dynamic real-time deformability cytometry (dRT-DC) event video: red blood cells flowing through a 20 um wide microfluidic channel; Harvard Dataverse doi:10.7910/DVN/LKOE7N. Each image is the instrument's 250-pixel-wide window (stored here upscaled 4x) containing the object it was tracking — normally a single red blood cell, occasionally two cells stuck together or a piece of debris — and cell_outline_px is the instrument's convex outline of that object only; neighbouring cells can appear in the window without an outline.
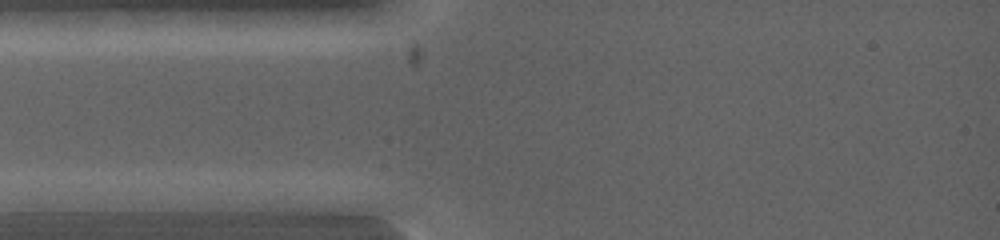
{"species": "common noctule bat (a hibernating species)", "species_latin": "Nyctalus noctula", "temperature_condition": "warm", "stored_images_in_passage": 4, "camera_frame_rate_fps": 5000, "um_per_image_px": 0.085, "animal": {"sex": "female", "body_mass_g": 19.0, "forearm_length_mm": 53.3}, "frame": {"image": 1, "passage_image": 1, "time_ms": 0.0, "image_size_px": [1000, 240], "cell_outline_px": [[120, 200], [104, 212], [68, 216], [16, 212], [12, 200], [32, 192], [104, 192]], "centroid_in_image_um": [5.47, 17.27], "position_along_channel_um": 79.5, "area_um2": 14.97}}